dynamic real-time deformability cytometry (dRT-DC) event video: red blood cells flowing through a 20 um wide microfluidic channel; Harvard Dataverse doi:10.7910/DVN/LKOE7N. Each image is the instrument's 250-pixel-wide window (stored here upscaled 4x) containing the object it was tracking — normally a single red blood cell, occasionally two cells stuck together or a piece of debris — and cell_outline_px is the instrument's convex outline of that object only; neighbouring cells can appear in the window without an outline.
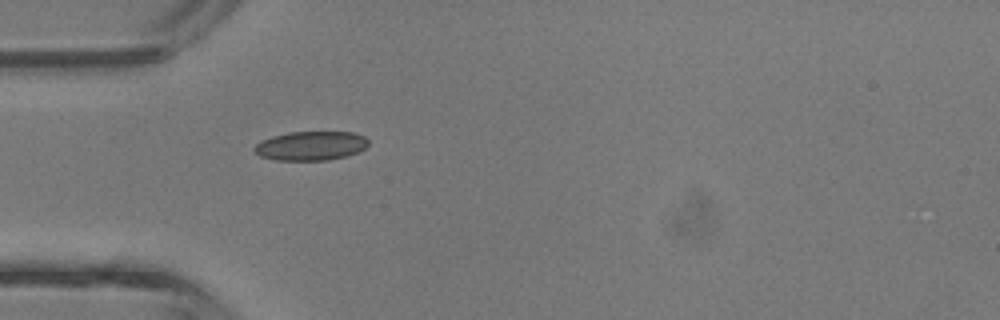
{"species": "common noctule bat (a hibernating species)", "species_latin": "Nyctalus noctula", "temperature_condition": "room temperature", "stored_images_in_passage": 1, "camera_frame_rate_fps": 3000, "um_per_image_px": 0.085, "animal": {"sex": "male", "body_mass_g": 13.3}, "frame": {"image": 1, "passage_image": 1, "time_ms": 0.0, "image_size_px": [1000, 320], "cell_outline_px": [[368, 144], [360, 152], [328, 160], [276, 160], [260, 156], [252, 152], [252, 148], [260, 140], [272, 136], [288, 132], [352, 132], [364, 136], [368, 140]], "centroid_in_image_um": [26.37, 12.39], "position_along_channel_um": 58.6, "area_um2": 19.48}}